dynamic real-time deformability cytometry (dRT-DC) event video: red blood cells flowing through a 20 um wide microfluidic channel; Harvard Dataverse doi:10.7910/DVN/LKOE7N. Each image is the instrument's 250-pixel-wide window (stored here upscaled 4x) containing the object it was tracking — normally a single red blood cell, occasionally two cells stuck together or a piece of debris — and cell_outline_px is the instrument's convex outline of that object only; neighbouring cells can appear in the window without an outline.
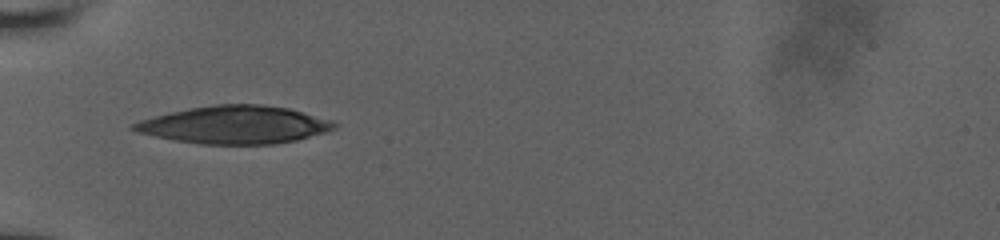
{"species": "human", "species_latin": "Homo sapiens", "temperature_condition": "room temperature", "stored_images_in_passage": 31, "camera_frame_rate_fps": 3000, "um_per_image_px": 0.085, "donor": {"sex": "male"}, "frame": {"image": 1, "passage_image": 1, "time_ms": 0.0, "image_size_px": [1000, 240], "cell_outline_px": [[340, 124], [336, 128], [324, 132], [296, 140], [276, 144], [200, 144], [176, 140], [136, 132], [128, 128], [128, 124], [140, 120], [188, 108], [216, 104], [260, 104], [288, 108], [336, 120]], "centroid_in_image_um": [19.98, 10.6], "position_along_channel_um": 65.0, "area_um2": 44.33}}
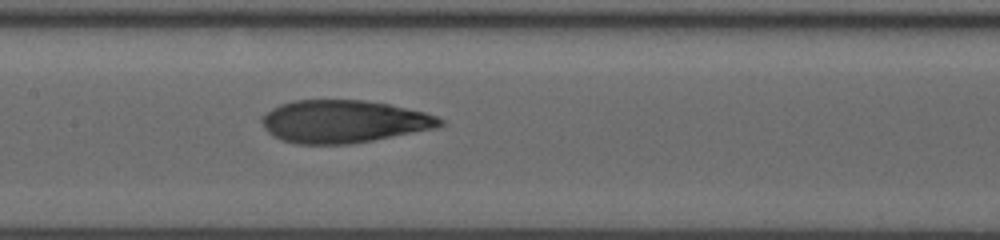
{"frame": {"image": 2, "passage_image": 10, "time_ms": 3.0, "image_size_px": [1000, 240], "cell_outline_px": [[444, 124], [436, 128], [352, 144], [296, 144], [280, 140], [272, 136], [264, 128], [260, 120], [272, 108], [280, 104], [292, 100], [364, 100], [388, 104], [424, 112], [436, 116], [444, 120]], "centroid_in_image_um": [29.19, 10.33], "position_along_channel_um": 178.2, "area_um2": 44.33}}
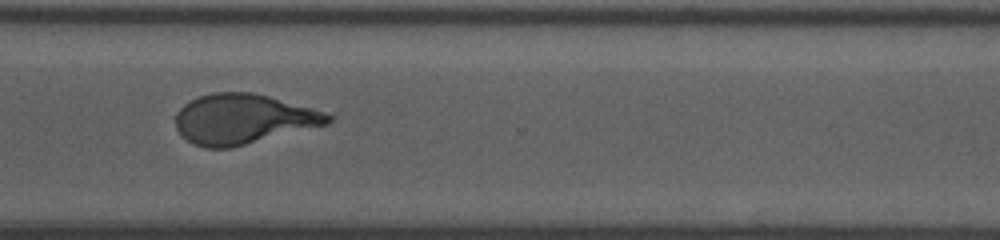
{"frame": {"image": 3, "passage_image": 22, "time_ms": 7.333, "image_size_px": [1000, 240], "cell_outline_px": [[336, 116], [328, 124], [232, 148], [204, 148], [180, 136], [176, 128], [176, 112], [184, 104], [200, 96], [212, 92], [252, 92], [332, 112]], "centroid_in_image_um": [20.73, 10.12], "position_along_channel_um": 349.9, "area_um2": 44.85}}